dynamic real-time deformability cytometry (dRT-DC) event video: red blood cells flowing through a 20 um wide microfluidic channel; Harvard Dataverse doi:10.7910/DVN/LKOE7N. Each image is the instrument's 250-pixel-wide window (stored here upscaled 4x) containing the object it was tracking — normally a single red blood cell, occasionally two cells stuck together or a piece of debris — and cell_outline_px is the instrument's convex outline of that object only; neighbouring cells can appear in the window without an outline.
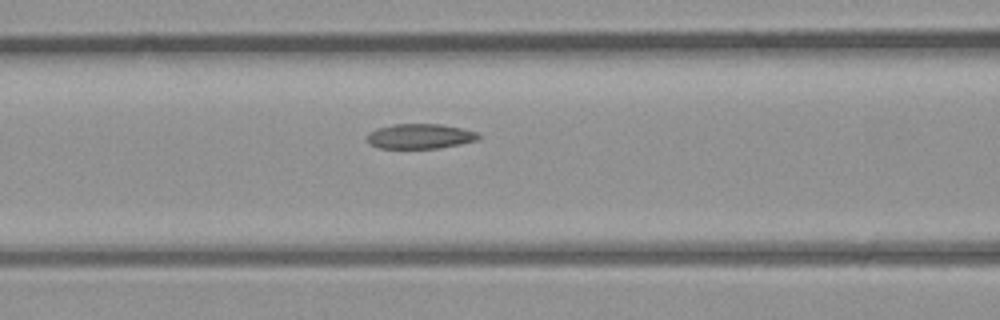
{"species": "common noctule bat (a hibernating species)", "species_latin": "Nyctalus noctula", "temperature_condition": "room temperature", "stored_images_in_passage": 6, "camera_frame_rate_fps": 3000, "um_per_image_px": 0.085, "animal": {"sex": "male", "body_mass_g": 23.1, "forearm_length_mm": 52.7}, "frame": {"image": 1, "passage_image": 6, "time_ms": 5.667, "image_size_px": [1000, 320], "cell_outline_px": [[480, 140], [440, 148], [380, 148], [368, 144], [368, 132], [376, 128], [396, 124], [444, 124], [476, 132], [480, 136]], "centroid_in_image_um": [35.7, 11.58], "position_along_channel_um": 130.9, "area_um2": 16.24}}